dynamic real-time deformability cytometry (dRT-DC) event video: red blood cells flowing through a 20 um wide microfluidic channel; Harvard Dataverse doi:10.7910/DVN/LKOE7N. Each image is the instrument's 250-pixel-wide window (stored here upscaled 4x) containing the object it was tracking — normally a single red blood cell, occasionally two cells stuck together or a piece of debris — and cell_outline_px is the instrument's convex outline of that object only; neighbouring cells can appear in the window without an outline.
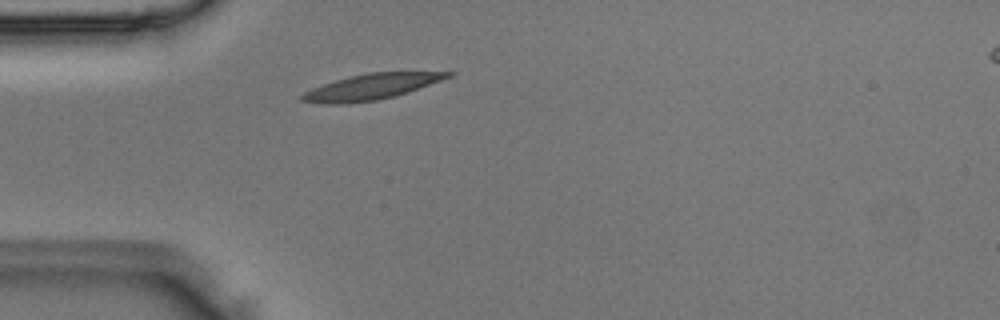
{"species": "Egyptian fruit bat (a non-hibernating species)", "species_latin": "Rousettus aegyptiacus", "temperature_condition": "room temperature", "stored_images_in_passage": 1, "camera_frame_rate_fps": 3000, "um_per_image_px": 0.085, "animal": {"sex": "male"}, "frame": {"image": 1, "passage_image": 1, "time_ms": 0.0, "image_size_px": [1000, 320], "cell_outline_px": [[456, 72], [452, 76], [408, 92], [376, 100], [340, 104], [324, 104], [300, 100], [300, 96], [304, 92], [312, 88], [336, 80], [368, 72]], "centroid_in_image_um": [31.54, 7.37], "position_along_channel_um": 53.5, "area_um2": 21.44}}